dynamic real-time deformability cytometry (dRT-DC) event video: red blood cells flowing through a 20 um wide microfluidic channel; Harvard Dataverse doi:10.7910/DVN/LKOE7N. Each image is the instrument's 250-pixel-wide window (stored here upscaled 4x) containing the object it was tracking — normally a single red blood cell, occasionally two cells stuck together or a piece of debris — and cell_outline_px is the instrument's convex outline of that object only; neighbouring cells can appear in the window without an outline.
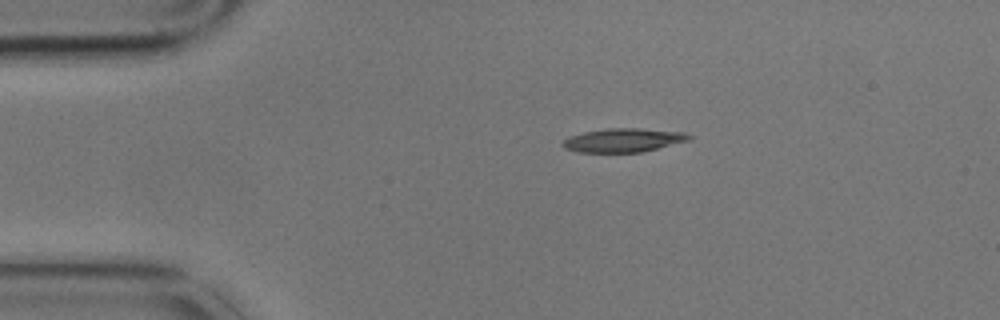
{"species": "common noctule bat (a hibernating species)", "species_latin": "Nyctalus noctula", "temperature_condition": "cold", "stored_images_in_passage": 3, "camera_frame_rate_fps": 3000, "um_per_image_px": 0.085, "animal": {"sex": "male", "body_mass_g": 17.9}, "frame": {"image": 1, "passage_image": 2, "time_ms": 0.333, "image_size_px": [1000, 320], "cell_outline_px": [[692, 140], [644, 152], [576, 152], [564, 148], [564, 140], [568, 136], [584, 132], [604, 128], [640, 128], [684, 132], [692, 136]], "centroid_in_image_um": [53.04, 11.91], "position_along_channel_um": 32.0, "area_um2": 17.69}}